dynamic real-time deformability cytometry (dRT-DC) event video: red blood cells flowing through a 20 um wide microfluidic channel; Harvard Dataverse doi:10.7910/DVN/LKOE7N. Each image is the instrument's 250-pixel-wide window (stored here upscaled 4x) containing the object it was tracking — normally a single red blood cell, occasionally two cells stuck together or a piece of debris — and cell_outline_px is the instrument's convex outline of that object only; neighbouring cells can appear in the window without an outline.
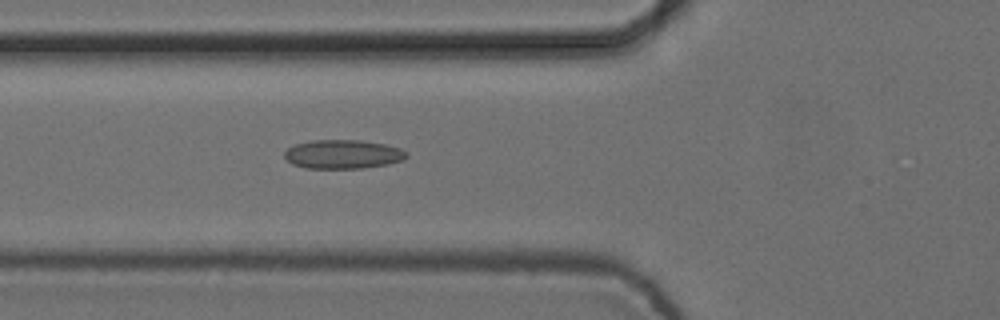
{"species": "common noctule bat (a hibernating species)", "species_latin": "Nyctalus noctula", "temperature_condition": "cold", "stored_images_in_passage": 6, "camera_frame_rate_fps": 3000, "um_per_image_px": 0.085, "animal": {"sex": "female", "body_mass_g": 24.6, "forearm_length_mm": 56.2}, "frame": {"image": 1, "passage_image": 6, "time_ms": 1.667, "image_size_px": [1000, 320], "cell_outline_px": [[408, 156], [404, 160], [388, 164], [364, 168], [304, 168], [292, 164], [284, 156], [284, 152], [288, 148], [296, 144], [312, 140], [360, 140], [384, 144], [400, 148], [408, 152]], "centroid_in_image_um": [29.17, 13.11], "position_along_channel_um": 96.6, "area_um2": 20.63}}